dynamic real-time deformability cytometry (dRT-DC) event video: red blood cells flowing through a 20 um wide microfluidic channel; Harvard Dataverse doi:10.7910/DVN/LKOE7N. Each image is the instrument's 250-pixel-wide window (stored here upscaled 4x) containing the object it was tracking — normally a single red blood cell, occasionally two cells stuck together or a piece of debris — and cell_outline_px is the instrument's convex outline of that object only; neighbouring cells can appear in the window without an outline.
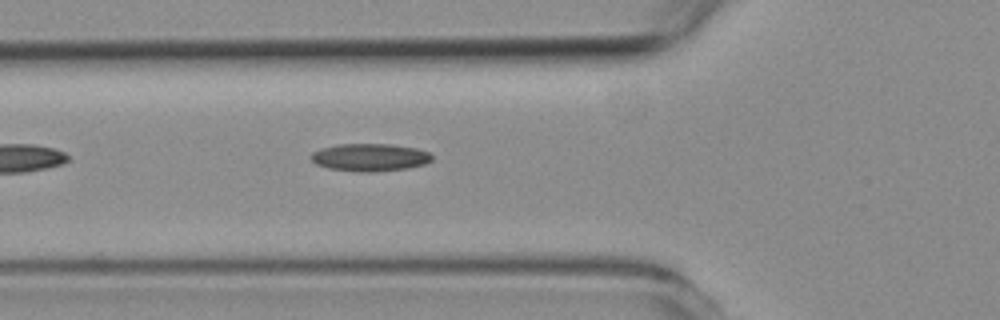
{"species": "common noctule bat (a hibernating species)", "species_latin": "Nyctalus noctula", "temperature_condition": "room temperature", "stored_images_in_passage": 6, "camera_frame_rate_fps": 3000, "um_per_image_px": 0.085, "animal": {"sex": "female", "body_mass_g": 19.3, "forearm_length_mm": 54.1}, "frame": {"image": 1, "passage_image": 6, "time_ms": 5.667, "image_size_px": [1000, 320], "cell_outline_px": [[432, 160], [424, 164], [408, 168], [372, 172], [360, 172], [328, 168], [316, 164], [308, 156], [312, 152], [336, 144], [392, 144], [416, 148], [428, 152], [432, 156]], "centroid_in_image_um": [31.43, 13.37], "position_along_channel_um": 94.4, "area_um2": 19.48}}